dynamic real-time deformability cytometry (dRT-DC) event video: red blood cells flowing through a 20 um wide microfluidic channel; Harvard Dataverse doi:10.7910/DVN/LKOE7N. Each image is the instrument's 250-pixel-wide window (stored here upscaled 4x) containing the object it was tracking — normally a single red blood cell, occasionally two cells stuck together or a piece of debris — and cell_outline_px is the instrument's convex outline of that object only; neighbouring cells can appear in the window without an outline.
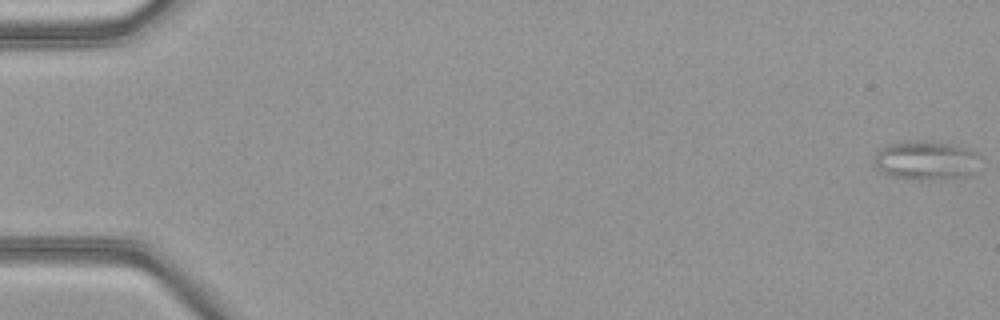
{"species": "common noctule bat (a hibernating species)", "species_latin": "Nyctalus noctula", "temperature_condition": "warm", "stored_images_in_passage": 51, "camera_frame_rate_fps": 3000, "um_per_image_px": 0.085, "animal": {"sex": "female", "body_mass_g": 21.9}, "frame": {"image": 1, "passage_image": 1, "time_ms": 0.0, "image_size_px": [1000, 320], "cell_outline_px": [[976, 156], [972, 172], [964, 176], [928, 180], [920, 180], [892, 176], [876, 168], [872, 164], [872, 156], [880, 148], [888, 144], [916, 140], [928, 140], [948, 144], [964, 148], [976, 152]], "centroid_in_image_um": [78.56, 13.62], "position_along_channel_um": 6.4, "area_um2": 23.7}}
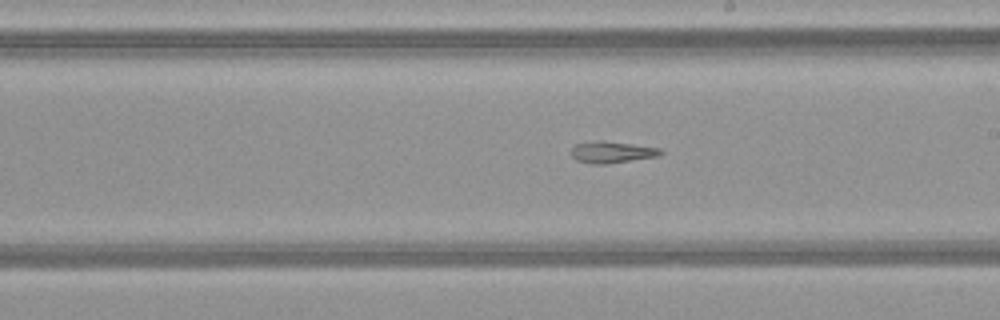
{"frame": {"image": 2, "passage_image": 30, "time_ms": 9.667, "image_size_px": [1000, 320], "cell_outline_px": [[664, 152], [660, 156], [608, 164], [592, 164], [576, 160], [568, 152], [576, 144], [596, 140], [604, 140], [660, 148]], "centroid_in_image_um": [52.0, 12.93], "position_along_channel_um": 237.0, "area_um2": 11.5}}
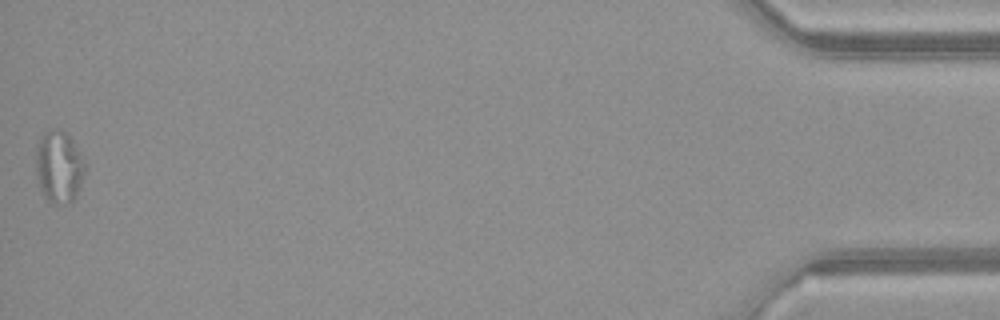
{"frame": {"image": 3, "passage_image": 51, "time_ms": 16.667, "image_size_px": [1000, 320], "cell_outline_px": [[84, 172], [80, 184], [72, 200], [56, 204], [48, 200], [44, 196], [40, 188], [36, 176], [36, 148], [40, 136], [44, 132], [52, 128], [56, 128], [64, 132], [72, 140], [84, 164]], "centroid_in_image_um": [4.95, 14.14], "position_along_channel_um": 430.3, "area_um2": 20.06}}